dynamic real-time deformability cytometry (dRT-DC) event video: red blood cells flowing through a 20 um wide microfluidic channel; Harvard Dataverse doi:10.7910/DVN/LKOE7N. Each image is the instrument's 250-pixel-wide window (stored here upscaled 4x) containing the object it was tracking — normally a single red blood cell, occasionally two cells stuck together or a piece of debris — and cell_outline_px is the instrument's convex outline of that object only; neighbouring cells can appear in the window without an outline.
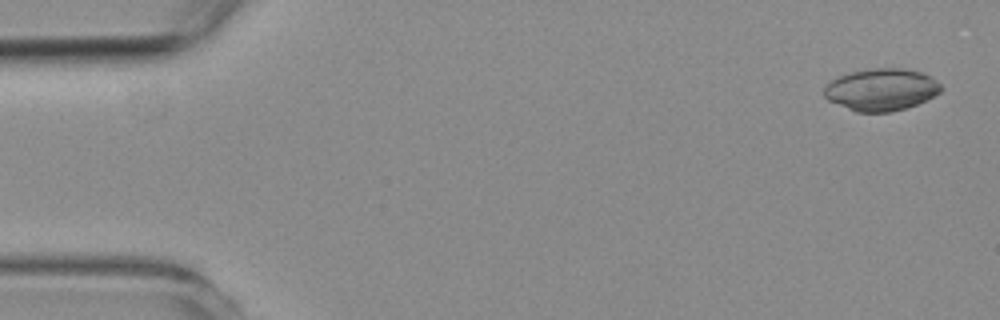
{"species": "common noctule bat (a hibernating species)", "species_latin": "Nyctalus noctula", "temperature_condition": "room temperature", "stored_images_in_passage": 24, "camera_frame_rate_fps": 3000, "um_per_image_px": 0.085, "animal": {"sex": "female", "body_mass_g": 19.3, "forearm_length_mm": 54.1}, "frame": {"image": 1, "passage_image": 2, "time_ms": 0.333, "image_size_px": [1000, 320], "cell_outline_px": [[944, 88], [940, 92], [916, 104], [892, 112], [856, 112], [828, 100], [824, 96], [824, 88], [828, 80], [852, 72], [868, 68], [904, 68], [924, 72], [932, 76]], "centroid_in_image_um": [74.91, 7.6], "position_along_channel_um": 10.1, "area_um2": 28.84}}
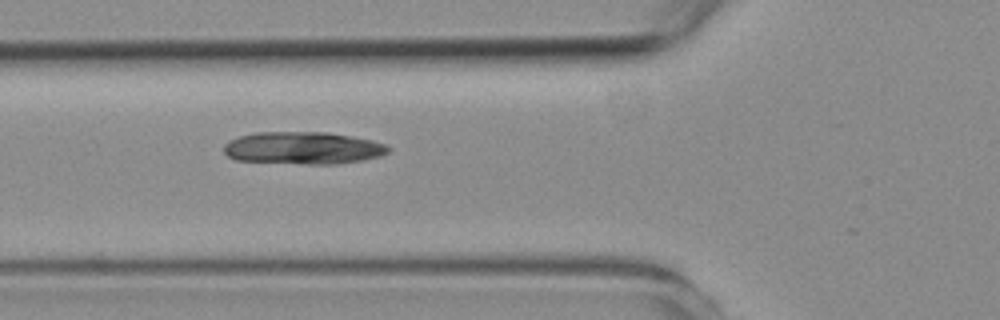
{"frame": {"image": 2, "passage_image": 20, "time_ms": 6.333, "image_size_px": [1000, 320], "cell_outline_px": [[392, 148], [388, 152], [380, 156], [364, 160], [336, 164], [308, 164], [236, 160], [228, 156], [224, 152], [224, 144], [228, 140], [240, 136], [256, 132], [328, 132], [352, 136], [372, 140], [388, 144]], "centroid_in_image_um": [25.8, 12.57], "position_along_channel_um": 100.0, "area_um2": 31.27}}
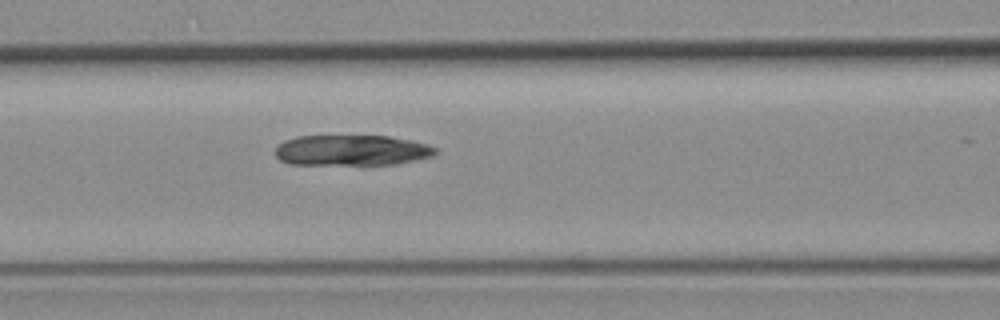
{"frame": {"image": 3, "passage_image": 23, "time_ms": 7.333, "image_size_px": [1000, 320], "cell_outline_px": [[436, 152], [432, 156], [396, 164], [288, 164], [280, 160], [276, 156], [276, 148], [284, 140], [296, 136], [388, 136], [412, 140], [428, 144], [436, 148]], "centroid_in_image_um": [29.89, 12.77], "position_along_channel_um": 136.7, "area_um2": 28.5}}